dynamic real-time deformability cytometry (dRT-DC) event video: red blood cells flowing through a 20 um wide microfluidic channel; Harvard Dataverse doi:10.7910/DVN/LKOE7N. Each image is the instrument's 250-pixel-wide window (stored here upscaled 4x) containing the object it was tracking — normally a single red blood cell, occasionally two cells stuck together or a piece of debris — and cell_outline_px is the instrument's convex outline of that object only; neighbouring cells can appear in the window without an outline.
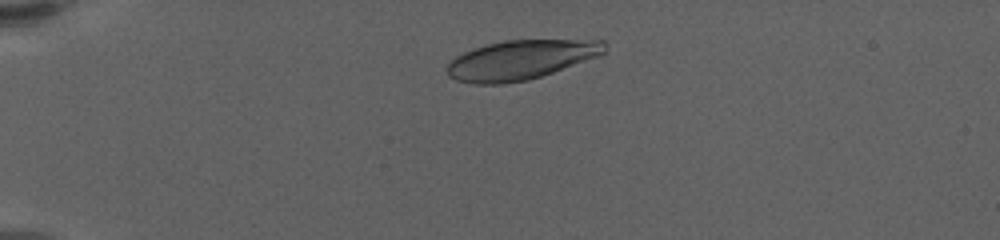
{"species": "human", "species_latin": "Homo sapiens", "temperature_condition": "warm", "stored_images_in_passage": 47, "camera_frame_rate_fps": 3000, "um_per_image_px": 0.085, "donor": {"sex": "female"}, "frame": {"image": 1, "passage_image": 8, "time_ms": 2.333, "image_size_px": [1000, 240], "cell_outline_px": [[608, 52], [600, 56], [528, 80], [504, 84], [472, 84], [456, 80], [448, 76], [448, 60], [472, 48], [484, 44], [504, 40], [604, 40], [608, 44]], "centroid_in_image_um": [44.28, 5.08], "position_along_channel_um": 40.7, "area_um2": 36.59}}
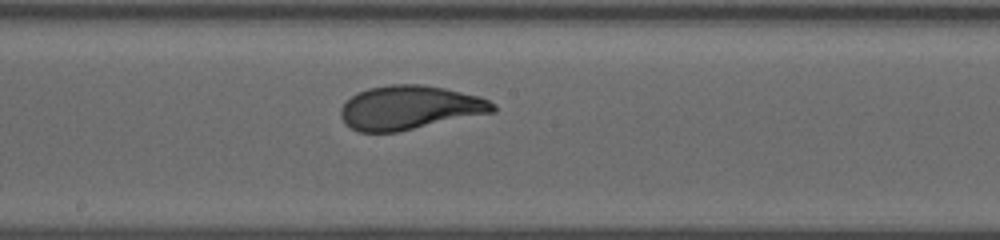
{"frame": {"image": 2, "passage_image": 28, "time_ms": 9.0, "image_size_px": [1000, 240], "cell_outline_px": [[496, 112], [396, 132], [360, 132], [344, 124], [340, 116], [340, 108], [356, 92], [368, 88], [392, 84], [420, 84], [444, 88], [480, 96], [496, 104]], "centroid_in_image_um": [34.83, 9.14], "position_along_channel_um": 213.4, "area_um2": 39.07}}
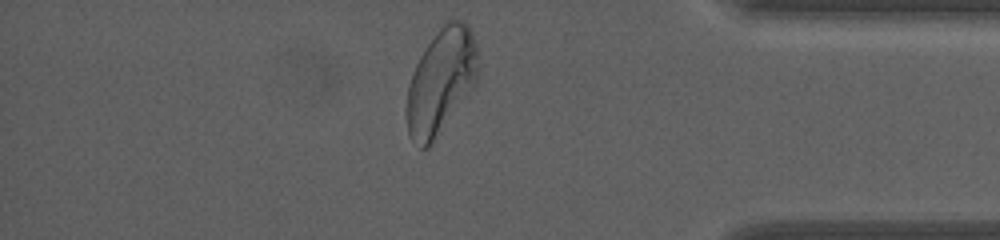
{"frame": {"image": 3, "passage_image": 46, "time_ms": 15.0, "image_size_px": [1000, 240], "cell_outline_px": [[480, 76], [476, 84], [432, 144], [428, 148], [420, 148], [408, 136], [404, 108], [408, 84], [412, 72], [420, 56], [428, 44], [440, 28], [448, 20], [464, 20], [468, 24], [476, 44], [480, 72]], "centroid_in_image_um": [37.48, 6.95], "position_along_channel_um": 397.7, "area_um2": 44.45}, "authors_computed_cell_mechanics": {"area_um2": 38.6104, "velocity_mm_per_s": 3.4101, "shape_relaxation_time_tau1_ms": 3.5985, "shape_relaxation_time_tau2_ms": null, "deformation_change_tau1": 0.1797, "deformation_change_tau2": null}}